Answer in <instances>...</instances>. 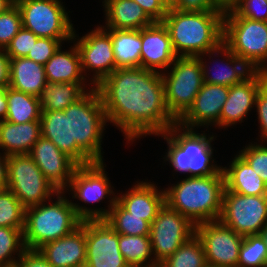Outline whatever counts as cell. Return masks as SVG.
<instances>
[{"label": "cell", "mask_w": 267, "mask_h": 267, "mask_svg": "<svg viewBox=\"0 0 267 267\" xmlns=\"http://www.w3.org/2000/svg\"><path fill=\"white\" fill-rule=\"evenodd\" d=\"M259 234L261 235L267 249V225L261 230Z\"/></svg>", "instance_id": "53"}, {"label": "cell", "mask_w": 267, "mask_h": 267, "mask_svg": "<svg viewBox=\"0 0 267 267\" xmlns=\"http://www.w3.org/2000/svg\"><path fill=\"white\" fill-rule=\"evenodd\" d=\"M103 3L107 24L102 28L140 30L154 23L133 0H104Z\"/></svg>", "instance_id": "25"}, {"label": "cell", "mask_w": 267, "mask_h": 267, "mask_svg": "<svg viewBox=\"0 0 267 267\" xmlns=\"http://www.w3.org/2000/svg\"><path fill=\"white\" fill-rule=\"evenodd\" d=\"M137 2L154 22H162L172 8V0H133Z\"/></svg>", "instance_id": "44"}, {"label": "cell", "mask_w": 267, "mask_h": 267, "mask_svg": "<svg viewBox=\"0 0 267 267\" xmlns=\"http://www.w3.org/2000/svg\"><path fill=\"white\" fill-rule=\"evenodd\" d=\"M15 3V0H0V14Z\"/></svg>", "instance_id": "52"}, {"label": "cell", "mask_w": 267, "mask_h": 267, "mask_svg": "<svg viewBox=\"0 0 267 267\" xmlns=\"http://www.w3.org/2000/svg\"><path fill=\"white\" fill-rule=\"evenodd\" d=\"M172 9L182 12H208L217 10L211 0H172Z\"/></svg>", "instance_id": "46"}, {"label": "cell", "mask_w": 267, "mask_h": 267, "mask_svg": "<svg viewBox=\"0 0 267 267\" xmlns=\"http://www.w3.org/2000/svg\"><path fill=\"white\" fill-rule=\"evenodd\" d=\"M213 6L223 14L232 11L240 0H211Z\"/></svg>", "instance_id": "49"}, {"label": "cell", "mask_w": 267, "mask_h": 267, "mask_svg": "<svg viewBox=\"0 0 267 267\" xmlns=\"http://www.w3.org/2000/svg\"><path fill=\"white\" fill-rule=\"evenodd\" d=\"M20 10L22 27L38 37L73 39V24L60 0H15ZM75 38V39H74Z\"/></svg>", "instance_id": "9"}, {"label": "cell", "mask_w": 267, "mask_h": 267, "mask_svg": "<svg viewBox=\"0 0 267 267\" xmlns=\"http://www.w3.org/2000/svg\"><path fill=\"white\" fill-rule=\"evenodd\" d=\"M7 98L6 87H0V122L6 119Z\"/></svg>", "instance_id": "51"}, {"label": "cell", "mask_w": 267, "mask_h": 267, "mask_svg": "<svg viewBox=\"0 0 267 267\" xmlns=\"http://www.w3.org/2000/svg\"><path fill=\"white\" fill-rule=\"evenodd\" d=\"M261 76L265 81V84H267V63L266 65L260 70Z\"/></svg>", "instance_id": "54"}, {"label": "cell", "mask_w": 267, "mask_h": 267, "mask_svg": "<svg viewBox=\"0 0 267 267\" xmlns=\"http://www.w3.org/2000/svg\"><path fill=\"white\" fill-rule=\"evenodd\" d=\"M40 125L42 137L52 141L79 166L94 163L76 143H70L69 113L41 111Z\"/></svg>", "instance_id": "22"}, {"label": "cell", "mask_w": 267, "mask_h": 267, "mask_svg": "<svg viewBox=\"0 0 267 267\" xmlns=\"http://www.w3.org/2000/svg\"><path fill=\"white\" fill-rule=\"evenodd\" d=\"M73 39H53L38 37L36 43L27 54L26 58L35 61L38 64L45 65L47 61L56 53L62 41Z\"/></svg>", "instance_id": "41"}, {"label": "cell", "mask_w": 267, "mask_h": 267, "mask_svg": "<svg viewBox=\"0 0 267 267\" xmlns=\"http://www.w3.org/2000/svg\"><path fill=\"white\" fill-rule=\"evenodd\" d=\"M7 155L0 153V189L7 188Z\"/></svg>", "instance_id": "50"}, {"label": "cell", "mask_w": 267, "mask_h": 267, "mask_svg": "<svg viewBox=\"0 0 267 267\" xmlns=\"http://www.w3.org/2000/svg\"><path fill=\"white\" fill-rule=\"evenodd\" d=\"M85 267H129L120 253L118 233L106 220L86 221Z\"/></svg>", "instance_id": "15"}, {"label": "cell", "mask_w": 267, "mask_h": 267, "mask_svg": "<svg viewBox=\"0 0 267 267\" xmlns=\"http://www.w3.org/2000/svg\"><path fill=\"white\" fill-rule=\"evenodd\" d=\"M41 136L40 121L22 124L0 122V149L5 150L4 155L29 154Z\"/></svg>", "instance_id": "26"}, {"label": "cell", "mask_w": 267, "mask_h": 267, "mask_svg": "<svg viewBox=\"0 0 267 267\" xmlns=\"http://www.w3.org/2000/svg\"><path fill=\"white\" fill-rule=\"evenodd\" d=\"M108 224L117 232L123 235H149L151 224L132 215L126 211L117 201L110 208V212L105 219Z\"/></svg>", "instance_id": "35"}, {"label": "cell", "mask_w": 267, "mask_h": 267, "mask_svg": "<svg viewBox=\"0 0 267 267\" xmlns=\"http://www.w3.org/2000/svg\"><path fill=\"white\" fill-rule=\"evenodd\" d=\"M264 84L260 71H253L242 82L229 87L228 97L220 113V127L226 128L243 122L255 106L256 95Z\"/></svg>", "instance_id": "19"}, {"label": "cell", "mask_w": 267, "mask_h": 267, "mask_svg": "<svg viewBox=\"0 0 267 267\" xmlns=\"http://www.w3.org/2000/svg\"><path fill=\"white\" fill-rule=\"evenodd\" d=\"M120 253L129 267H158L152 257V247L149 235L118 234ZM152 259H151V258ZM149 262H148V261Z\"/></svg>", "instance_id": "33"}, {"label": "cell", "mask_w": 267, "mask_h": 267, "mask_svg": "<svg viewBox=\"0 0 267 267\" xmlns=\"http://www.w3.org/2000/svg\"><path fill=\"white\" fill-rule=\"evenodd\" d=\"M209 266L237 267L239 249L243 236L225 226L219 220L209 221L196 226Z\"/></svg>", "instance_id": "13"}, {"label": "cell", "mask_w": 267, "mask_h": 267, "mask_svg": "<svg viewBox=\"0 0 267 267\" xmlns=\"http://www.w3.org/2000/svg\"><path fill=\"white\" fill-rule=\"evenodd\" d=\"M21 28V13L16 3H14L0 14V48L6 49Z\"/></svg>", "instance_id": "39"}, {"label": "cell", "mask_w": 267, "mask_h": 267, "mask_svg": "<svg viewBox=\"0 0 267 267\" xmlns=\"http://www.w3.org/2000/svg\"><path fill=\"white\" fill-rule=\"evenodd\" d=\"M45 68L26 57L9 59V87L40 97L47 85Z\"/></svg>", "instance_id": "27"}, {"label": "cell", "mask_w": 267, "mask_h": 267, "mask_svg": "<svg viewBox=\"0 0 267 267\" xmlns=\"http://www.w3.org/2000/svg\"><path fill=\"white\" fill-rule=\"evenodd\" d=\"M77 40L75 44L80 54L82 71L83 73L89 69L95 71L90 85L93 84L96 87L117 69L111 36L102 26H98L89 34L81 38L78 37Z\"/></svg>", "instance_id": "14"}, {"label": "cell", "mask_w": 267, "mask_h": 267, "mask_svg": "<svg viewBox=\"0 0 267 267\" xmlns=\"http://www.w3.org/2000/svg\"><path fill=\"white\" fill-rule=\"evenodd\" d=\"M157 188L152 182H137L130 191L116 195V201L132 215L151 224L165 204V193Z\"/></svg>", "instance_id": "23"}, {"label": "cell", "mask_w": 267, "mask_h": 267, "mask_svg": "<svg viewBox=\"0 0 267 267\" xmlns=\"http://www.w3.org/2000/svg\"><path fill=\"white\" fill-rule=\"evenodd\" d=\"M161 135L169 146L164 158L174 171L189 173V177H207L222 171L223 167L213 164L211 141L214 136L196 133L194 129L182 127L178 123Z\"/></svg>", "instance_id": "5"}, {"label": "cell", "mask_w": 267, "mask_h": 267, "mask_svg": "<svg viewBox=\"0 0 267 267\" xmlns=\"http://www.w3.org/2000/svg\"><path fill=\"white\" fill-rule=\"evenodd\" d=\"M37 39L38 36H36L30 30L22 27L12 38L10 44L6 47V54L8 55L9 59L24 58L32 49Z\"/></svg>", "instance_id": "42"}, {"label": "cell", "mask_w": 267, "mask_h": 267, "mask_svg": "<svg viewBox=\"0 0 267 267\" xmlns=\"http://www.w3.org/2000/svg\"><path fill=\"white\" fill-rule=\"evenodd\" d=\"M23 230L0 227V266L17 262L26 250L23 240ZM12 254H17L19 258L13 257Z\"/></svg>", "instance_id": "38"}, {"label": "cell", "mask_w": 267, "mask_h": 267, "mask_svg": "<svg viewBox=\"0 0 267 267\" xmlns=\"http://www.w3.org/2000/svg\"><path fill=\"white\" fill-rule=\"evenodd\" d=\"M84 82L47 83L40 99L42 111H64L86 91Z\"/></svg>", "instance_id": "31"}, {"label": "cell", "mask_w": 267, "mask_h": 267, "mask_svg": "<svg viewBox=\"0 0 267 267\" xmlns=\"http://www.w3.org/2000/svg\"><path fill=\"white\" fill-rule=\"evenodd\" d=\"M104 167V162L77 167L67 189L69 191L70 188V192H73L74 199L78 198L86 204L100 202L107 196H115Z\"/></svg>", "instance_id": "21"}, {"label": "cell", "mask_w": 267, "mask_h": 267, "mask_svg": "<svg viewBox=\"0 0 267 267\" xmlns=\"http://www.w3.org/2000/svg\"><path fill=\"white\" fill-rule=\"evenodd\" d=\"M162 22L177 57H197L223 42L224 14L221 11L182 12L171 8Z\"/></svg>", "instance_id": "3"}, {"label": "cell", "mask_w": 267, "mask_h": 267, "mask_svg": "<svg viewBox=\"0 0 267 267\" xmlns=\"http://www.w3.org/2000/svg\"><path fill=\"white\" fill-rule=\"evenodd\" d=\"M228 93V86L204 83L192 106L177 123L188 129L211 124L220 128V113Z\"/></svg>", "instance_id": "17"}, {"label": "cell", "mask_w": 267, "mask_h": 267, "mask_svg": "<svg viewBox=\"0 0 267 267\" xmlns=\"http://www.w3.org/2000/svg\"><path fill=\"white\" fill-rule=\"evenodd\" d=\"M223 42L254 71L267 63V22L224 14Z\"/></svg>", "instance_id": "7"}, {"label": "cell", "mask_w": 267, "mask_h": 267, "mask_svg": "<svg viewBox=\"0 0 267 267\" xmlns=\"http://www.w3.org/2000/svg\"><path fill=\"white\" fill-rule=\"evenodd\" d=\"M19 267H52L38 250L26 249L18 260Z\"/></svg>", "instance_id": "47"}, {"label": "cell", "mask_w": 267, "mask_h": 267, "mask_svg": "<svg viewBox=\"0 0 267 267\" xmlns=\"http://www.w3.org/2000/svg\"><path fill=\"white\" fill-rule=\"evenodd\" d=\"M224 189L223 170L207 177L188 176L164 190L165 204L197 226L219 219Z\"/></svg>", "instance_id": "4"}, {"label": "cell", "mask_w": 267, "mask_h": 267, "mask_svg": "<svg viewBox=\"0 0 267 267\" xmlns=\"http://www.w3.org/2000/svg\"><path fill=\"white\" fill-rule=\"evenodd\" d=\"M195 234L196 225L164 204L152 221L149 233L155 262L162 263Z\"/></svg>", "instance_id": "12"}, {"label": "cell", "mask_w": 267, "mask_h": 267, "mask_svg": "<svg viewBox=\"0 0 267 267\" xmlns=\"http://www.w3.org/2000/svg\"><path fill=\"white\" fill-rule=\"evenodd\" d=\"M228 167H223L225 188L242 195H267V184L238 154Z\"/></svg>", "instance_id": "28"}, {"label": "cell", "mask_w": 267, "mask_h": 267, "mask_svg": "<svg viewBox=\"0 0 267 267\" xmlns=\"http://www.w3.org/2000/svg\"><path fill=\"white\" fill-rule=\"evenodd\" d=\"M38 251L52 267H85L86 221L70 234L41 246Z\"/></svg>", "instance_id": "20"}, {"label": "cell", "mask_w": 267, "mask_h": 267, "mask_svg": "<svg viewBox=\"0 0 267 267\" xmlns=\"http://www.w3.org/2000/svg\"><path fill=\"white\" fill-rule=\"evenodd\" d=\"M255 107L260 123L261 138L267 141V84H264L256 95Z\"/></svg>", "instance_id": "45"}, {"label": "cell", "mask_w": 267, "mask_h": 267, "mask_svg": "<svg viewBox=\"0 0 267 267\" xmlns=\"http://www.w3.org/2000/svg\"><path fill=\"white\" fill-rule=\"evenodd\" d=\"M107 121L128 141L164 133L177 121L166 101L162 72L145 68H117L96 86Z\"/></svg>", "instance_id": "1"}, {"label": "cell", "mask_w": 267, "mask_h": 267, "mask_svg": "<svg viewBox=\"0 0 267 267\" xmlns=\"http://www.w3.org/2000/svg\"><path fill=\"white\" fill-rule=\"evenodd\" d=\"M7 114L6 121L11 123H27L40 121L41 104L39 97L6 87Z\"/></svg>", "instance_id": "32"}, {"label": "cell", "mask_w": 267, "mask_h": 267, "mask_svg": "<svg viewBox=\"0 0 267 267\" xmlns=\"http://www.w3.org/2000/svg\"><path fill=\"white\" fill-rule=\"evenodd\" d=\"M232 11L238 17L267 22V0H240Z\"/></svg>", "instance_id": "43"}, {"label": "cell", "mask_w": 267, "mask_h": 267, "mask_svg": "<svg viewBox=\"0 0 267 267\" xmlns=\"http://www.w3.org/2000/svg\"><path fill=\"white\" fill-rule=\"evenodd\" d=\"M237 267H267V249L260 234L243 237Z\"/></svg>", "instance_id": "37"}, {"label": "cell", "mask_w": 267, "mask_h": 267, "mask_svg": "<svg viewBox=\"0 0 267 267\" xmlns=\"http://www.w3.org/2000/svg\"><path fill=\"white\" fill-rule=\"evenodd\" d=\"M239 155L267 184V145L251 143L239 151Z\"/></svg>", "instance_id": "40"}, {"label": "cell", "mask_w": 267, "mask_h": 267, "mask_svg": "<svg viewBox=\"0 0 267 267\" xmlns=\"http://www.w3.org/2000/svg\"><path fill=\"white\" fill-rule=\"evenodd\" d=\"M9 86V57L6 50L0 48V87Z\"/></svg>", "instance_id": "48"}, {"label": "cell", "mask_w": 267, "mask_h": 267, "mask_svg": "<svg viewBox=\"0 0 267 267\" xmlns=\"http://www.w3.org/2000/svg\"><path fill=\"white\" fill-rule=\"evenodd\" d=\"M64 112L69 113L70 143H76L93 162H103L101 142L108 121L97 88H90Z\"/></svg>", "instance_id": "6"}, {"label": "cell", "mask_w": 267, "mask_h": 267, "mask_svg": "<svg viewBox=\"0 0 267 267\" xmlns=\"http://www.w3.org/2000/svg\"><path fill=\"white\" fill-rule=\"evenodd\" d=\"M207 265L203 244L195 234L158 267H206Z\"/></svg>", "instance_id": "34"}, {"label": "cell", "mask_w": 267, "mask_h": 267, "mask_svg": "<svg viewBox=\"0 0 267 267\" xmlns=\"http://www.w3.org/2000/svg\"><path fill=\"white\" fill-rule=\"evenodd\" d=\"M218 220L243 237L259 234L267 225V195H242L225 188Z\"/></svg>", "instance_id": "11"}, {"label": "cell", "mask_w": 267, "mask_h": 267, "mask_svg": "<svg viewBox=\"0 0 267 267\" xmlns=\"http://www.w3.org/2000/svg\"><path fill=\"white\" fill-rule=\"evenodd\" d=\"M220 54L226 57L227 63H222L223 66L219 69H214L217 74H213L207 69V63L203 61L204 55H209V59L212 58L211 55ZM222 53V54H221ZM200 60V65L202 69L204 83L207 84H218L231 87L237 83L242 82L247 78L254 70L251 69L243 60L236 56L230 48L222 42L218 47L197 56ZM216 63V62H215ZM230 64V65H229ZM220 65V64H219ZM225 65V66H224ZM218 66V65H217ZM220 67V66H219ZM211 74V75H210Z\"/></svg>", "instance_id": "24"}, {"label": "cell", "mask_w": 267, "mask_h": 267, "mask_svg": "<svg viewBox=\"0 0 267 267\" xmlns=\"http://www.w3.org/2000/svg\"><path fill=\"white\" fill-rule=\"evenodd\" d=\"M64 192H57V201L43 202L25 210L23 240L26 249L38 250L46 243L55 241L73 232L82 221L105 220L116 196L110 197L108 210L91 209L69 201Z\"/></svg>", "instance_id": "2"}, {"label": "cell", "mask_w": 267, "mask_h": 267, "mask_svg": "<svg viewBox=\"0 0 267 267\" xmlns=\"http://www.w3.org/2000/svg\"><path fill=\"white\" fill-rule=\"evenodd\" d=\"M61 46L44 65L48 83L84 82L80 54L74 44L70 50L61 51Z\"/></svg>", "instance_id": "29"}, {"label": "cell", "mask_w": 267, "mask_h": 267, "mask_svg": "<svg viewBox=\"0 0 267 267\" xmlns=\"http://www.w3.org/2000/svg\"><path fill=\"white\" fill-rule=\"evenodd\" d=\"M112 40L116 68L141 67V29H104Z\"/></svg>", "instance_id": "30"}, {"label": "cell", "mask_w": 267, "mask_h": 267, "mask_svg": "<svg viewBox=\"0 0 267 267\" xmlns=\"http://www.w3.org/2000/svg\"><path fill=\"white\" fill-rule=\"evenodd\" d=\"M170 68L169 73H162L165 101L170 114L178 121L192 106L204 79L198 57H177Z\"/></svg>", "instance_id": "8"}, {"label": "cell", "mask_w": 267, "mask_h": 267, "mask_svg": "<svg viewBox=\"0 0 267 267\" xmlns=\"http://www.w3.org/2000/svg\"><path fill=\"white\" fill-rule=\"evenodd\" d=\"M25 210L9 189H0V227L24 229Z\"/></svg>", "instance_id": "36"}, {"label": "cell", "mask_w": 267, "mask_h": 267, "mask_svg": "<svg viewBox=\"0 0 267 267\" xmlns=\"http://www.w3.org/2000/svg\"><path fill=\"white\" fill-rule=\"evenodd\" d=\"M141 37V68L159 73L169 69L177 55L173 50L169 32L163 22H154L142 28Z\"/></svg>", "instance_id": "18"}, {"label": "cell", "mask_w": 267, "mask_h": 267, "mask_svg": "<svg viewBox=\"0 0 267 267\" xmlns=\"http://www.w3.org/2000/svg\"><path fill=\"white\" fill-rule=\"evenodd\" d=\"M29 155L58 192H65L64 190L68 189L73 174L79 166L73 159L42 136L34 143Z\"/></svg>", "instance_id": "16"}, {"label": "cell", "mask_w": 267, "mask_h": 267, "mask_svg": "<svg viewBox=\"0 0 267 267\" xmlns=\"http://www.w3.org/2000/svg\"><path fill=\"white\" fill-rule=\"evenodd\" d=\"M7 189L14 193L25 208L47 203L58 192L29 154L8 156Z\"/></svg>", "instance_id": "10"}, {"label": "cell", "mask_w": 267, "mask_h": 267, "mask_svg": "<svg viewBox=\"0 0 267 267\" xmlns=\"http://www.w3.org/2000/svg\"><path fill=\"white\" fill-rule=\"evenodd\" d=\"M0 267H19V266H18V261H17L15 263L8 264V265H3V266H0Z\"/></svg>", "instance_id": "55"}]
</instances>
